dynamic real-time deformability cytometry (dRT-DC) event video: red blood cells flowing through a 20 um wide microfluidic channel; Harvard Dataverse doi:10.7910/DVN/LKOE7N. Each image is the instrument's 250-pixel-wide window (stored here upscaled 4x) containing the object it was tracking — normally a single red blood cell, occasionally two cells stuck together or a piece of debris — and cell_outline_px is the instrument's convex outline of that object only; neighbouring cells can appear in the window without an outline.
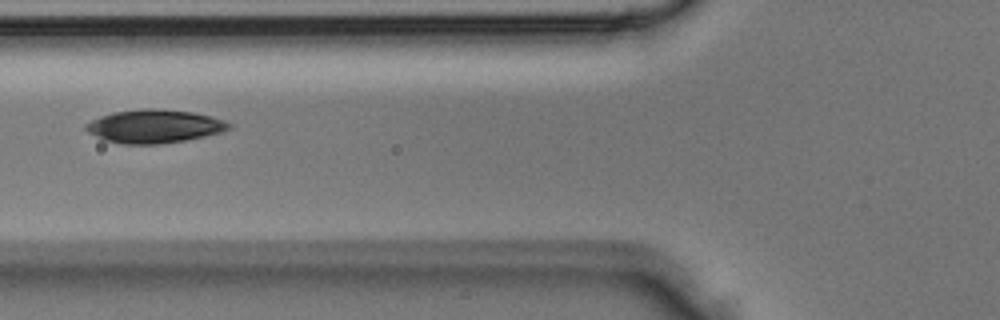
{"species": "Egyptian fruit bat (a non-hibernating species)", "species_latin": "Rousettus aegyptiacus", "temperature_condition": "room temperature", "stored_images_in_passage": 3, "camera_frame_rate_fps": 3000, "um_per_image_px": 0.085, "animal": {"sex": "male"}, "frame": {"image": 1, "passage_image": 3, "time_ms": 0.667, "image_size_px": [1000, 320], "cell_outline_px": [[232, 128], [220, 132], [204, 136], [184, 140], [160, 144], [120, 144], [104, 140], [88, 132], [84, 128], [84, 124], [100, 116], [116, 112], [140, 108], [152, 108], [192, 112], [212, 116], [224, 120], [232, 124]], "centroid_in_image_um": [13.11, 10.73], "position_along_channel_um": 112.7, "area_um2": 27.8}}